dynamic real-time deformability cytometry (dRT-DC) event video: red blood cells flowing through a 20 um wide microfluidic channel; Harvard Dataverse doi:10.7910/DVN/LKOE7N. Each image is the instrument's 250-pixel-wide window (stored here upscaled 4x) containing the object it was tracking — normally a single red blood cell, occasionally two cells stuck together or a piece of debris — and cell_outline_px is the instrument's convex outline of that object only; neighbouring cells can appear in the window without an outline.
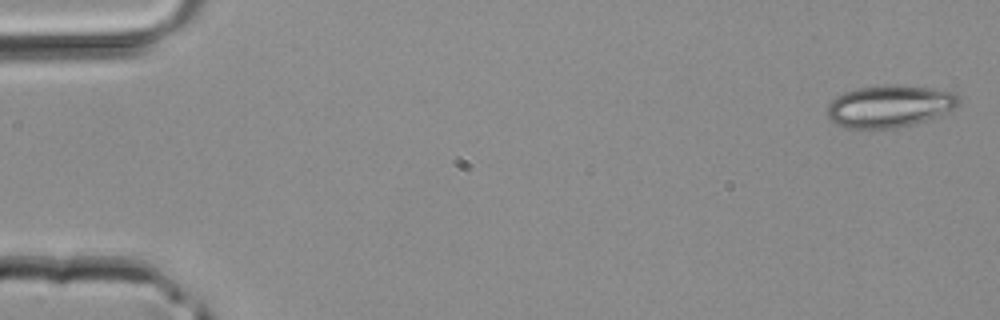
{"species": "common noctule bat (a hibernating species)", "species_latin": "Nyctalus noctula", "temperature_condition": "room temperature", "stored_images_in_passage": 42, "camera_frame_rate_fps": 3000, "um_per_image_px": 0.085, "animal": {"sex": "male", "body_mass_g": 20.4}, "frame": {"image": 1, "passage_image": 1, "time_ms": 0.0, "image_size_px": [1000, 320], "cell_outline_px": [[960, 104], [952, 112], [940, 116], [912, 124], [892, 128], [844, 128], [836, 124], [828, 116], [828, 104], [836, 96], [844, 92], [856, 88], [884, 84], [896, 84], [936, 88], [956, 92], [960, 96]], "centroid_in_image_um": [75.69, 9.0], "position_along_channel_um": 9.3, "area_um2": 32.95}}
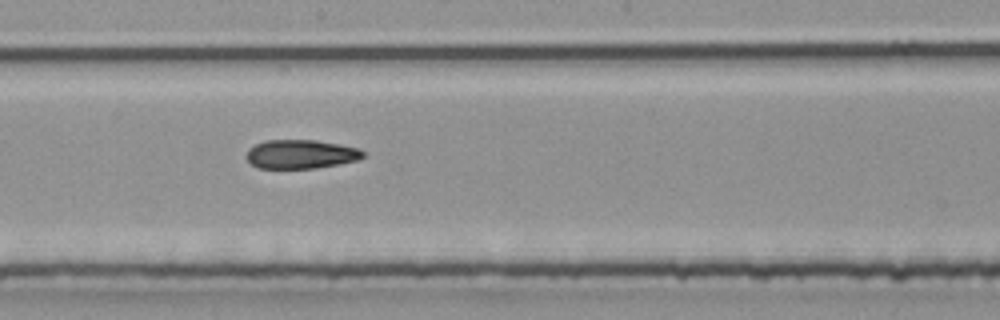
{"frame": {"image": 2, "passage_image": 23, "time_ms": 7.333, "image_size_px": [1000, 320], "cell_outline_px": [[364, 156], [360, 160], [316, 168], [260, 168], [252, 164], [244, 156], [248, 148], [264, 140], [316, 140], [356, 148], [364, 152]], "centroid_in_image_um": [25.53, 13.1], "position_along_channel_um": 222.7, "area_um2": 19.59}}
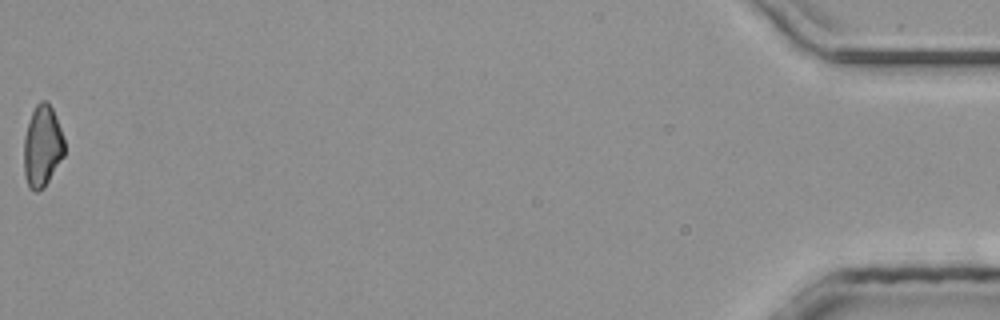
{"frame": {"image": 3, "passage_image": 42, "time_ms": 13.667, "image_size_px": [1000, 320], "cell_outline_px": [[64, 156], [44, 188], [36, 192], [32, 192], [28, 188], [24, 176], [24, 136], [32, 112], [36, 104], [40, 100], [44, 100], [52, 108], [56, 116], [64, 140]], "centroid_in_image_um": [3.58, 12.48], "position_along_channel_um": 431.6, "area_um2": 19.36}}